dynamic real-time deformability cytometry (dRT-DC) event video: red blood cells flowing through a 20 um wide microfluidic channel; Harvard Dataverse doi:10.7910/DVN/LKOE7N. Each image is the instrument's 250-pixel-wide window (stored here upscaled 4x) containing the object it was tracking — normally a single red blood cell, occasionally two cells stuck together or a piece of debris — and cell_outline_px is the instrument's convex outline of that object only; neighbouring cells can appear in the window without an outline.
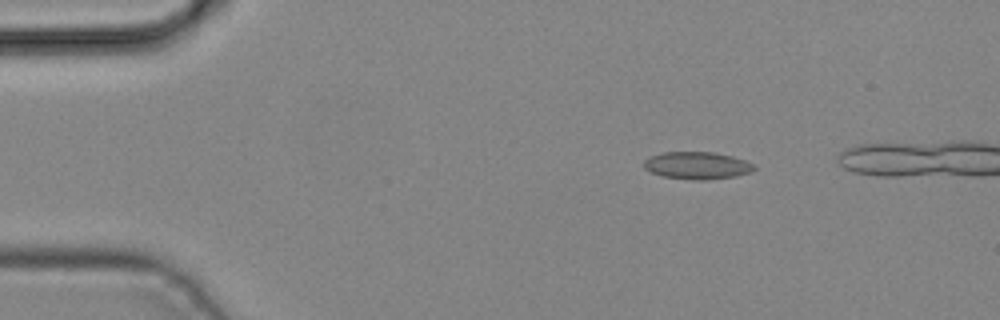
{"species": "common noctule bat (a hibernating species)", "species_latin": "Nyctalus noctula", "temperature_condition": "cold", "stored_images_in_passage": 4, "camera_frame_rate_fps": 3000, "um_per_image_px": 0.085, "animal": {"sex": "male", "body_mass_g": 19.2, "forearm_length_mm": 51.8}, "frame": {"image": 1, "passage_image": 2, "time_ms": 0.333, "image_size_px": [1000, 320], "cell_outline_px": [[756, 168], [752, 172], [736, 176], [704, 180], [696, 180], [664, 176], [652, 172], [644, 168], [644, 160], [652, 156], [664, 152], [712, 152], [732, 156], [756, 164]], "centroid_in_image_um": [59.31, 14.06], "position_along_channel_um": 25.7, "area_um2": 17.46}}